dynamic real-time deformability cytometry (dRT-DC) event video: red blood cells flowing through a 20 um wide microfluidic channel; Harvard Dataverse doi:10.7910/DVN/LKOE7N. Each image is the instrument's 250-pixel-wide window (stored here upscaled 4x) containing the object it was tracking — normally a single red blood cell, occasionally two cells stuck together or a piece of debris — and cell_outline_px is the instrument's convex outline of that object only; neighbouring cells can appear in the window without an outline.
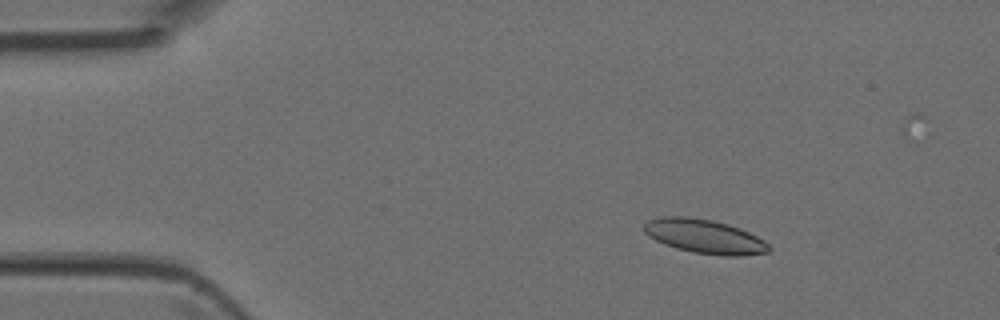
{"species": "Egyptian fruit bat (a non-hibernating species)", "species_latin": "Rousettus aegyptiacus", "temperature_condition": "room temperature", "stored_images_in_passage": 6, "camera_frame_rate_fps": 3000, "um_per_image_px": 0.085, "animal": {"sex": "female"}, "frame": {"image": 1, "passage_image": 2, "time_ms": 0.333, "image_size_px": [1000, 320], "cell_outline_px": [[772, 248], [768, 252], [736, 256], [720, 256], [692, 252], [676, 248], [664, 244], [648, 236], [644, 232], [644, 224], [648, 220], [664, 216], [688, 216], [712, 220], [728, 224], [740, 228], [764, 240]], "centroid_in_image_um": [59.87, 20.09], "position_along_channel_um": 25.1, "area_um2": 24.85}}
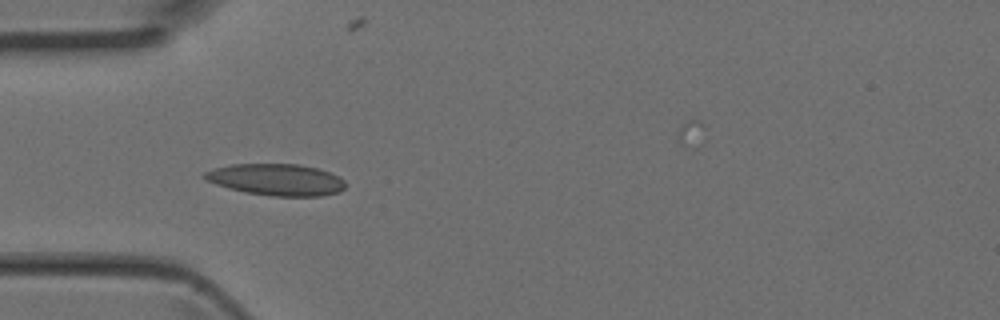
{"frame": {"image": 2, "passage_image": 4, "time_ms": 1.0, "image_size_px": [1000, 320], "cell_outline_px": [[344, 188], [340, 192], [320, 196], [272, 196], [244, 192], [228, 188], [216, 184], [200, 176], [204, 172], [212, 168], [232, 164], [296, 164], [316, 168], [328, 172], [344, 180]], "centroid_in_image_um": [23.44, 15.27], "position_along_channel_um": 61.6, "area_um2": 25.89}}
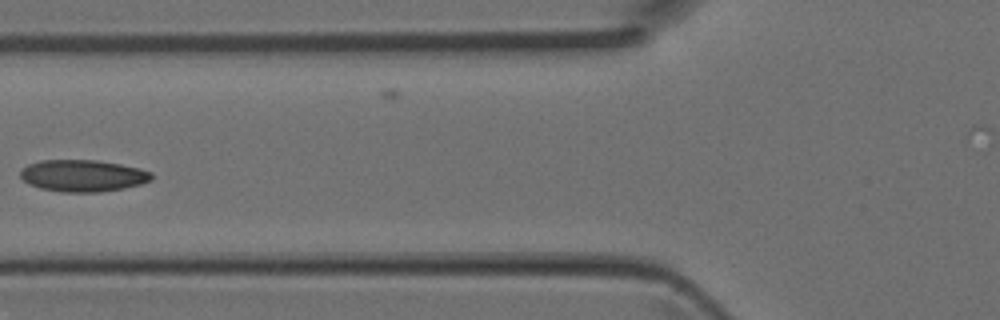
{"frame": {"image": 3, "passage_image": 5, "time_ms": 1.333, "image_size_px": [1000, 320], "cell_outline_px": [[152, 180], [140, 184], [124, 188], [100, 192], [60, 192], [40, 188], [28, 184], [20, 176], [20, 172], [28, 164], [40, 160], [96, 160], [120, 164], [140, 168], [152, 172]], "centroid_in_image_um": [7.05, 14.93], "position_along_channel_um": 118.8, "area_um2": 24.39}}